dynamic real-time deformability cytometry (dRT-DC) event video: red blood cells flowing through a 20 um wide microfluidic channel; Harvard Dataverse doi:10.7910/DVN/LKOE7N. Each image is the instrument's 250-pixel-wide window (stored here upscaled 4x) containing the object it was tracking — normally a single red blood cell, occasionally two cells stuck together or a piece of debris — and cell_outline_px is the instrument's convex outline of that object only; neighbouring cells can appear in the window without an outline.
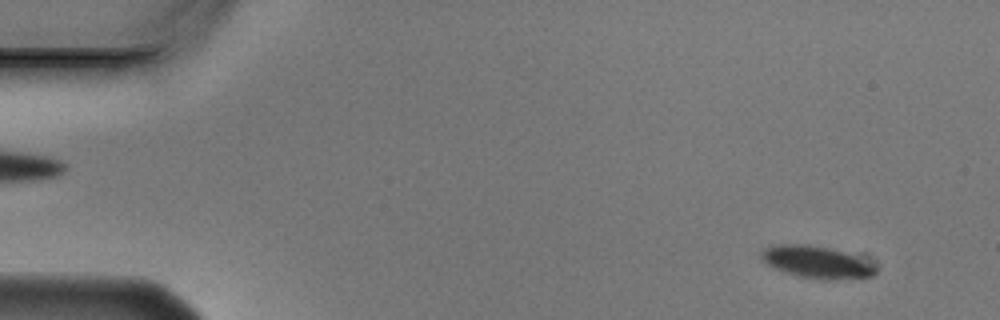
{"species": "Egyptian fruit bat (a non-hibernating species)", "species_latin": "Rousettus aegyptiacus", "temperature_condition": "cold", "stored_images_in_passage": 8, "camera_frame_rate_fps": 3000, "um_per_image_px": 0.085, "animal": {"sex": "male"}, "frame": {"image": 1, "passage_image": 2, "time_ms": 0.333, "image_size_px": [1000, 320], "cell_outline_px": [[876, 272], [872, 276], [836, 280], [820, 280], [800, 276], [784, 272], [768, 264], [760, 256], [760, 252], [764, 248], [772, 244], [804, 244], [864, 256], [876, 268]], "centroid_in_image_um": [69.44, 22.28], "position_along_channel_um": 15.6, "area_um2": 21.5}}
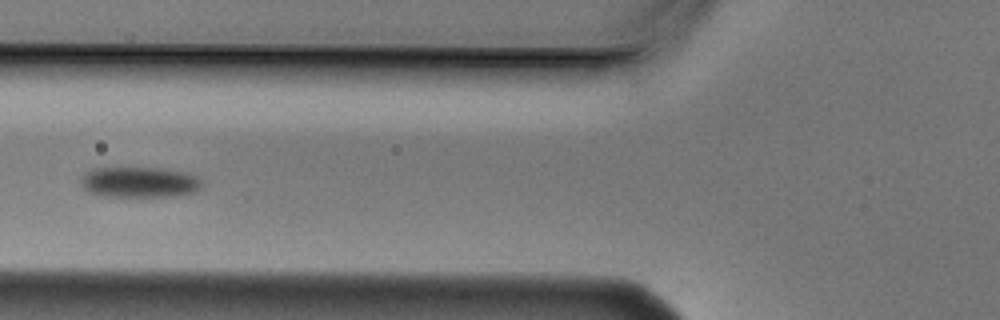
{"frame": {"image": 2, "passage_image": 6, "time_ms": 1.667, "image_size_px": [1000, 320], "cell_outline_px": [[204, 184], [196, 192], [180, 196], [100, 196], [88, 192], [80, 184], [80, 176], [84, 172], [92, 168], [160, 168], [184, 172], [196, 176]], "centroid_in_image_um": [11.82, 15.49], "position_along_channel_um": 114.0, "area_um2": 21.91}}
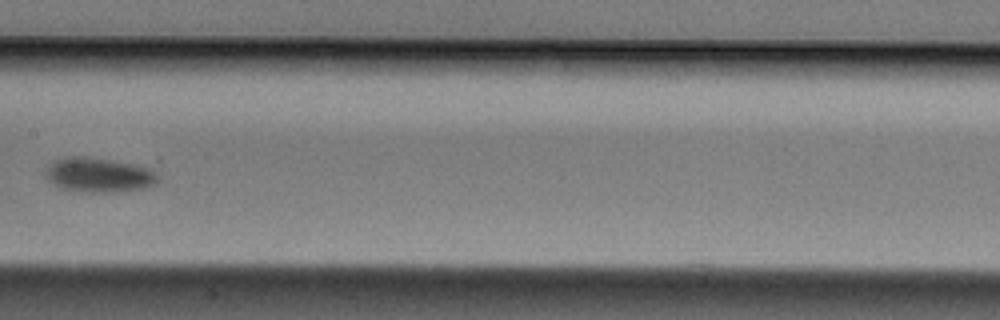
{"frame": {"image": 3, "passage_image": 8, "time_ms": 2.333, "image_size_px": [1000, 320], "cell_outline_px": [[160, 180], [156, 184], [144, 188], [116, 192], [88, 192], [60, 188], [52, 184], [44, 176], [44, 168], [52, 160], [64, 156], [84, 156], [132, 164], [148, 168], [156, 172], [160, 176]], "centroid_in_image_um": [8.34, 14.87], "position_along_channel_um": 199.1, "area_um2": 23.0}}